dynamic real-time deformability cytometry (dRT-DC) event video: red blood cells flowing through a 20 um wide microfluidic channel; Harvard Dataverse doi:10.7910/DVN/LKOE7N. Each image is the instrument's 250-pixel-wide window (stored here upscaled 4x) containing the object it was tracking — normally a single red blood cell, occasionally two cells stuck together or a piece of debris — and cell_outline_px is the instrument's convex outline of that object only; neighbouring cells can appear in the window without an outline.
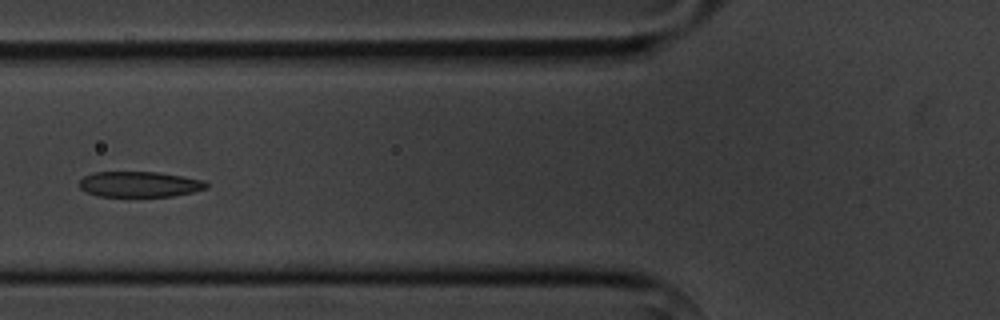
{"species": "common noctule bat (a hibernating species)", "species_latin": "Nyctalus noctula", "temperature_condition": "cold", "stored_images_in_passage": 6, "camera_frame_rate_fps": 3000, "um_per_image_px": 0.085, "animal": {"sex": "male", "body_mass_g": 20.1, "forearm_length_mm": 53.5}, "frame": {"image": 1, "passage_image": 6, "time_ms": 5.667, "image_size_px": [1000, 320], "cell_outline_px": [[208, 188], [192, 192], [172, 196], [96, 196], [80, 188], [80, 180], [84, 176], [92, 172], [156, 172], [184, 176], [204, 180], [208, 184]], "centroid_in_image_um": [11.87, 15.65], "position_along_channel_um": 113.9, "area_um2": 18.9}}